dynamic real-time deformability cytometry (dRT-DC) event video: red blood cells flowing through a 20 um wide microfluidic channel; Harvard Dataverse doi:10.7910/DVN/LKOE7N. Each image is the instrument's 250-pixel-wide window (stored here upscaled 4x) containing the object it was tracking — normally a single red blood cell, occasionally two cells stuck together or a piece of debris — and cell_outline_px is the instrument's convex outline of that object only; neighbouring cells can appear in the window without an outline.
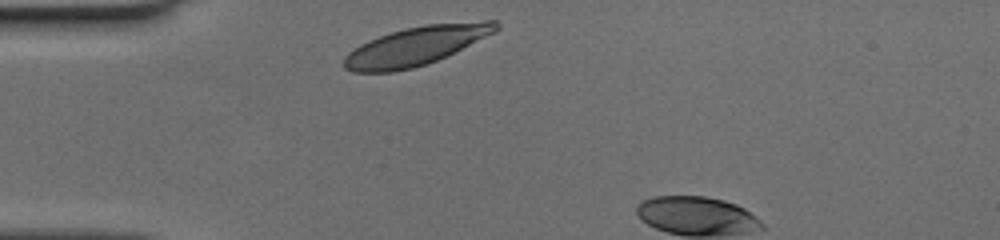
{"species": "human", "species_latin": "Homo sapiens", "temperature_condition": "cold", "stored_images_in_passage": 3, "camera_frame_rate_fps": 3000, "um_per_image_px": 0.085, "donor": {"sex": "female"}, "frame": {"image": 1, "passage_image": 1, "time_ms": 0.0, "image_size_px": [1000, 240], "cell_outline_px": [[500, 28], [496, 32], [436, 60], [412, 68], [392, 72], [352, 72], [344, 68], [344, 56], [348, 52], [360, 44], [368, 40], [404, 28], [424, 24], [484, 20], [496, 20], [500, 24]], "centroid_in_image_um": [35.37, 3.88], "position_along_channel_um": 49.6, "area_um2": 34.22}}